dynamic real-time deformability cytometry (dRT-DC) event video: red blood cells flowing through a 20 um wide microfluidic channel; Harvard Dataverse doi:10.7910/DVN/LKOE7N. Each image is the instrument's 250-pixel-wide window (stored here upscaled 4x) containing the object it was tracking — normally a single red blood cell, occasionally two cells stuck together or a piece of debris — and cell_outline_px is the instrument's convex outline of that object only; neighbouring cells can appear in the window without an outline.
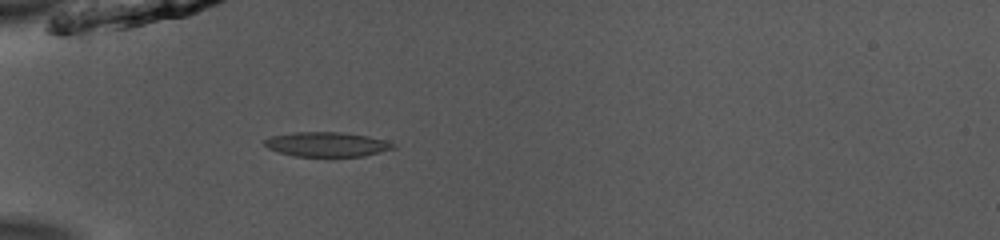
{"species": "common noctule bat (a hibernating species)", "species_latin": "Nyctalus noctula", "temperature_condition": "room temperature", "stored_images_in_passage": 32, "camera_frame_rate_fps": 3000, "um_per_image_px": 0.085, "animal": {"sex": "male", "body_mass_g": 13.0, "forearm_length_mm": 53.1}, "frame": {"image": 1, "passage_image": 1, "time_ms": 0.0, "image_size_px": [1000, 240], "cell_outline_px": [[396, 148], [364, 156], [292, 156], [268, 148], [264, 144], [264, 140], [272, 136], [292, 132], [344, 132], [368, 136], [384, 140], [396, 144]], "centroid_in_image_um": [27.8, 12.26], "position_along_channel_um": 57.2, "area_um2": 18.44}}
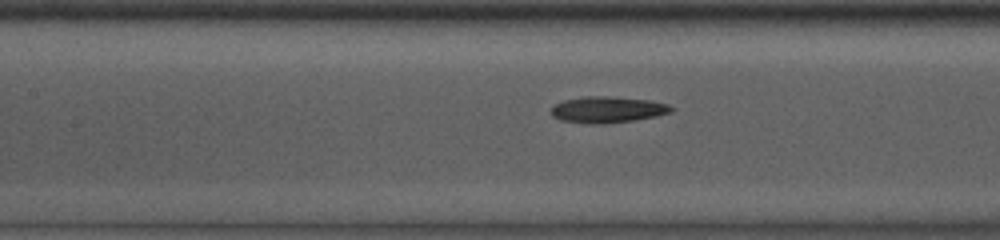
{"frame": {"image": 2, "passage_image": 9, "time_ms": 2.667, "image_size_px": [1000, 240], "cell_outline_px": [[676, 108], [672, 112], [656, 116], [632, 120], [592, 124], [560, 120], [552, 116], [552, 104], [564, 100], [584, 96], [604, 96], [648, 100], [668, 104]], "centroid_in_image_um": [51.63, 9.31], "position_along_channel_um": 155.8, "area_um2": 18.21}}
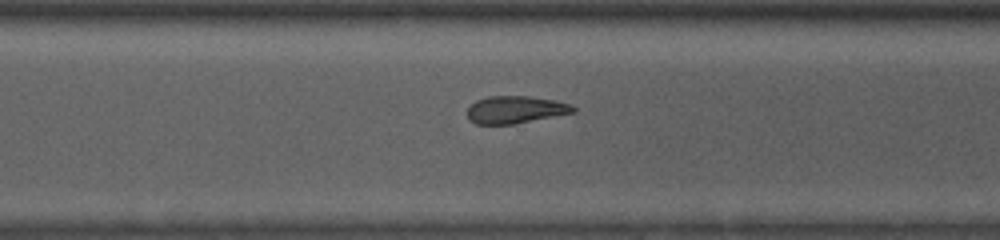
{"frame": {"image": 3, "passage_image": 22, "time_ms": 7.0, "image_size_px": [1000, 240], "cell_outline_px": [[576, 112], [512, 124], [476, 124], [468, 120], [468, 108], [476, 100], [488, 96], [528, 96], [552, 100], [568, 104], [576, 108]], "centroid_in_image_um": [43.77, 9.32], "position_along_channel_um": 326.8, "area_um2": 16.7}, "authors_computed_cell_mechanics": {"area_um2": 17.7735, "velocity_mm_per_s": 3.9553, "shape_relaxation_time_tau1_ms": 3.2827, "shape_relaxation_time_tau2_ms": 5.1682, "deformation_change_tau1": 0.1062, "deformation_change_tau2": 0.1286}}